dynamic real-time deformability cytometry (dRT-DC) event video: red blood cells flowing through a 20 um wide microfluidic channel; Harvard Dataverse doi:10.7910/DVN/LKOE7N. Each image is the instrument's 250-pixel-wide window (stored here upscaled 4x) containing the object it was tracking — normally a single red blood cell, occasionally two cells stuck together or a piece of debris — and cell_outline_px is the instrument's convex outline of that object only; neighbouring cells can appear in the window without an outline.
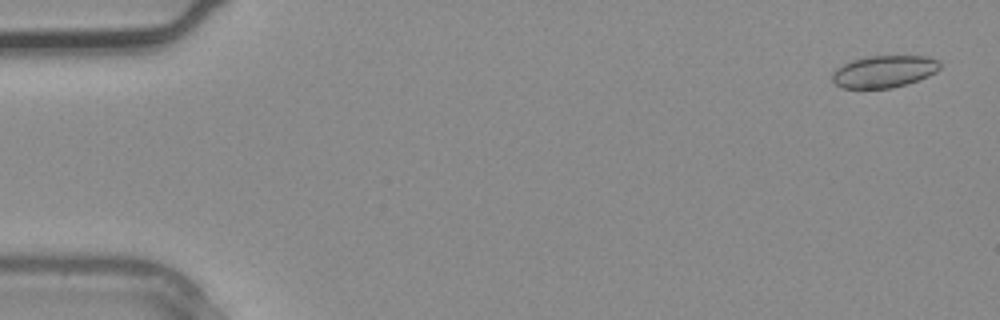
{"species": "common noctule bat (a hibernating species)", "species_latin": "Nyctalus noctula", "temperature_condition": "warm", "stored_images_in_passage": 4, "camera_frame_rate_fps": 3000, "um_per_image_px": 0.085, "animal": {"sex": "male", "body_mass_g": 20.4}, "frame": {"image": 1, "passage_image": 1, "time_ms": 0.0, "image_size_px": [1000, 320], "cell_outline_px": [[940, 68], [936, 72], [928, 76], [908, 84], [892, 88], [840, 88], [832, 84], [832, 72], [836, 68], [852, 60], [868, 56], [928, 56], [940, 60]], "centroid_in_image_um": [75.13, 6.08], "position_along_channel_um": 9.9, "area_um2": 20.4}}
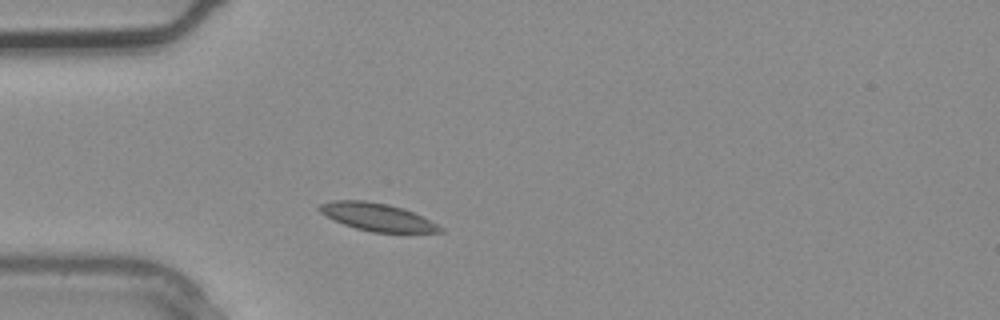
{"frame": {"image": 2, "passage_image": 4, "time_ms": 1.0, "image_size_px": [1000, 320], "cell_outline_px": [[444, 232], [372, 232], [356, 228], [344, 224], [320, 212], [316, 208], [320, 204], [332, 200], [368, 200], [388, 204], [412, 212], [444, 228]], "centroid_in_image_um": [32.03, 18.43], "position_along_channel_um": 53.0, "area_um2": 19.13}}